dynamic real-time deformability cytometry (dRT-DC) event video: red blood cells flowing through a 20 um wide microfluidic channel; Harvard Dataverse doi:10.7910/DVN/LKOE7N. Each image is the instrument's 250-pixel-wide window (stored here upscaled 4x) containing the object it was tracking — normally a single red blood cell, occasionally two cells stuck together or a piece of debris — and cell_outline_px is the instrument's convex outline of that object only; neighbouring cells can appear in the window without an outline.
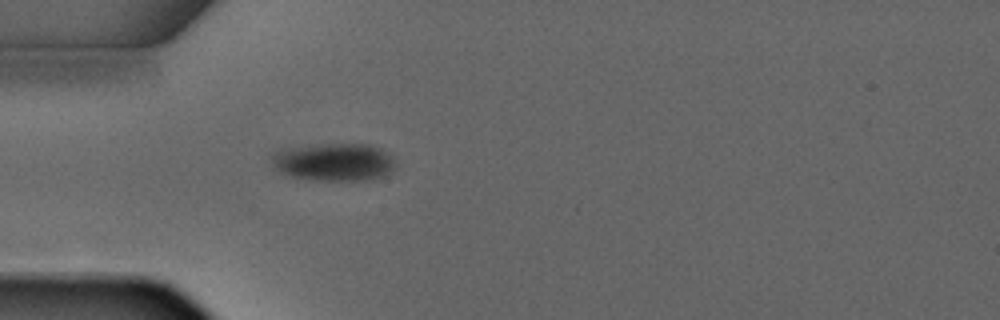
{"species": "common noctule bat (a hibernating species)", "species_latin": "Nyctalus noctula", "temperature_condition": "warm", "stored_images_in_passage": 1, "camera_frame_rate_fps": 3000, "um_per_image_px": 0.085, "animal": {"sex": "male", "forearm_length_mm": 52.5}, "frame": {"image": 1, "passage_image": 1, "time_ms": 0.0, "image_size_px": [1000, 320], "cell_outline_px": [[396, 168], [392, 172], [384, 176], [368, 180], [312, 180], [288, 176], [272, 168], [268, 156], [272, 152], [280, 148], [312, 144], [368, 144], [380, 148], [392, 156]], "centroid_in_image_um": [28.29, 13.76], "position_along_channel_um": 56.7, "area_um2": 28.15}}